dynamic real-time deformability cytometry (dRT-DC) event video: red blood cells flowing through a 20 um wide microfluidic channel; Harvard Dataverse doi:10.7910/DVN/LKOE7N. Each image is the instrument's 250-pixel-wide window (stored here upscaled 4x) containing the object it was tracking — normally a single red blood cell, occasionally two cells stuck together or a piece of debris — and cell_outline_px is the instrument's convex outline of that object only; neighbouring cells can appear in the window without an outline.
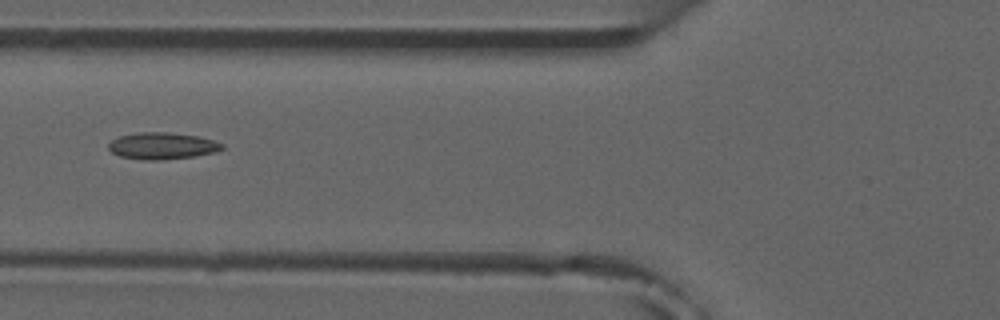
{"species": "common noctule bat (a hibernating species)", "species_latin": "Nyctalus noctula", "temperature_condition": "room temperature", "stored_images_in_passage": 5, "camera_frame_rate_fps": 3000, "um_per_image_px": 0.085, "animal": {"sex": "male", "forearm_length_mm": 52.5}, "frame": {"image": 1, "passage_image": 5, "time_ms": 4.667, "image_size_px": [1000, 320], "cell_outline_px": [[224, 148], [212, 152], [196, 156], [156, 160], [148, 160], [120, 156], [112, 152], [108, 148], [108, 144], [112, 140], [120, 136], [136, 132], [168, 132], [196, 136], [212, 140], [224, 144]], "centroid_in_image_um": [13.76, 12.39], "position_along_channel_um": 112.0, "area_um2": 17.46}}